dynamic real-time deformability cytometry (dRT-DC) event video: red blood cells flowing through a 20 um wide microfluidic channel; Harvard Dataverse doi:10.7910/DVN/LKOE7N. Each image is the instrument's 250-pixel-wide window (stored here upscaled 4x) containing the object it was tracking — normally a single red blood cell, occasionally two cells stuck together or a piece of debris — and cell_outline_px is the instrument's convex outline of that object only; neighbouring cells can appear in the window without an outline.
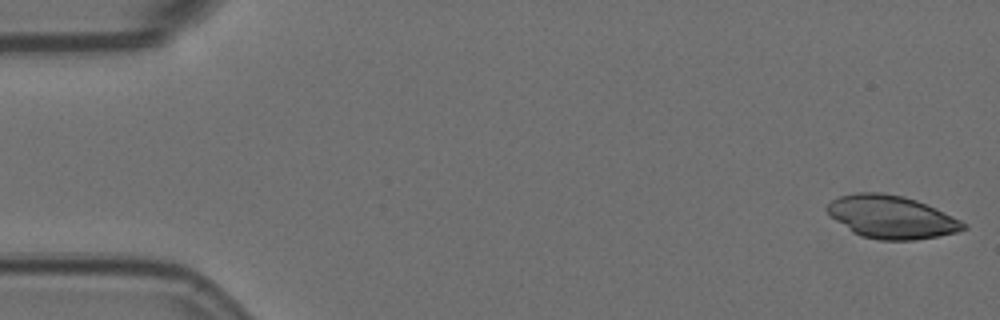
{"species": "Egyptian fruit bat (a non-hibernating species)", "species_latin": "Rousettus aegyptiacus", "temperature_condition": "room temperature", "stored_images_in_passage": 8, "camera_frame_rate_fps": 3000, "um_per_image_px": 0.085, "animal": {"sex": "female"}, "frame": {"image": 1, "passage_image": 1, "time_ms": 0.0, "image_size_px": [1000, 320], "cell_outline_px": [[968, 228], [956, 232], [936, 236], [912, 240], [880, 240], [860, 236], [852, 232], [836, 220], [824, 208], [836, 196], [856, 192], [880, 192], [904, 196], [916, 200], [936, 208], [968, 224]], "centroid_in_image_um": [75.75, 18.43], "position_along_channel_um": 9.2, "area_um2": 34.04}}